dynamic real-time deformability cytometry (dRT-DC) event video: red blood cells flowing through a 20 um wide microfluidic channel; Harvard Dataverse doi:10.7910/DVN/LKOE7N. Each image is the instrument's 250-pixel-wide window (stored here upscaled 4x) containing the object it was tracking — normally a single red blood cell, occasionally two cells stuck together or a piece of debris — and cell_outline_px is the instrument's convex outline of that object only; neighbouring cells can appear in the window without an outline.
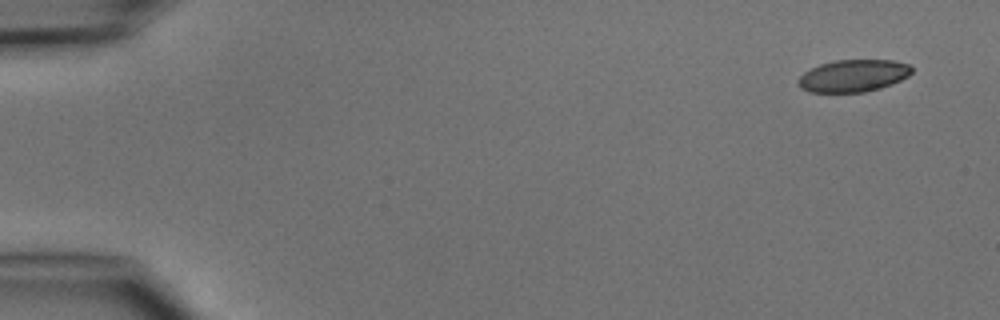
{"species": "common noctule bat (a hibernating species)", "species_latin": "Nyctalus noctula", "temperature_condition": "cold", "stored_images_in_passage": 6, "camera_frame_rate_fps": 3000, "um_per_image_px": 0.085, "animal": {"sex": "male", "body_mass_g": 15.6}, "frame": {"image": 1, "passage_image": 1, "time_ms": 0.0, "image_size_px": [1000, 320], "cell_outline_px": [[912, 72], [908, 76], [892, 84], [880, 88], [864, 92], [808, 92], [800, 88], [796, 84], [796, 80], [804, 72], [820, 64], [836, 60], [892, 60], [908, 64], [912, 68]], "centroid_in_image_um": [72.49, 6.44], "position_along_channel_um": 12.5, "area_um2": 21.39}}
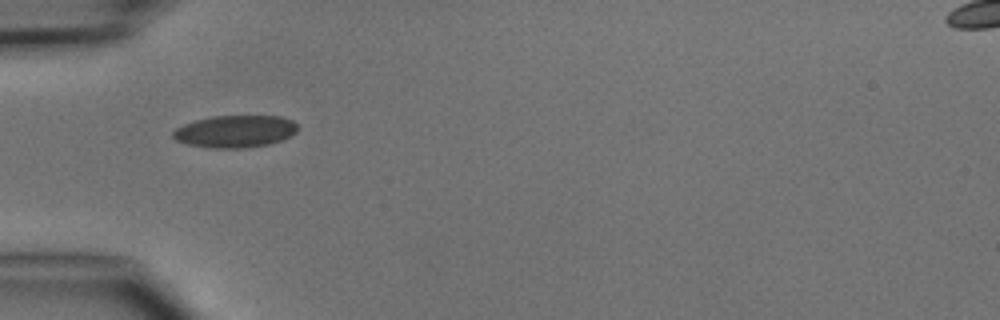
{"frame": {"image": 2, "passage_image": 4, "time_ms": 4.333, "image_size_px": [1000, 320], "cell_outline_px": [[296, 132], [280, 140], [268, 144], [248, 148], [212, 148], [188, 144], [176, 140], [172, 136], [172, 132], [176, 128], [184, 124], [196, 120], [212, 116], [280, 116], [292, 120], [296, 124]], "centroid_in_image_um": [19.96, 11.17], "position_along_channel_um": 65.0, "area_um2": 23.24}}